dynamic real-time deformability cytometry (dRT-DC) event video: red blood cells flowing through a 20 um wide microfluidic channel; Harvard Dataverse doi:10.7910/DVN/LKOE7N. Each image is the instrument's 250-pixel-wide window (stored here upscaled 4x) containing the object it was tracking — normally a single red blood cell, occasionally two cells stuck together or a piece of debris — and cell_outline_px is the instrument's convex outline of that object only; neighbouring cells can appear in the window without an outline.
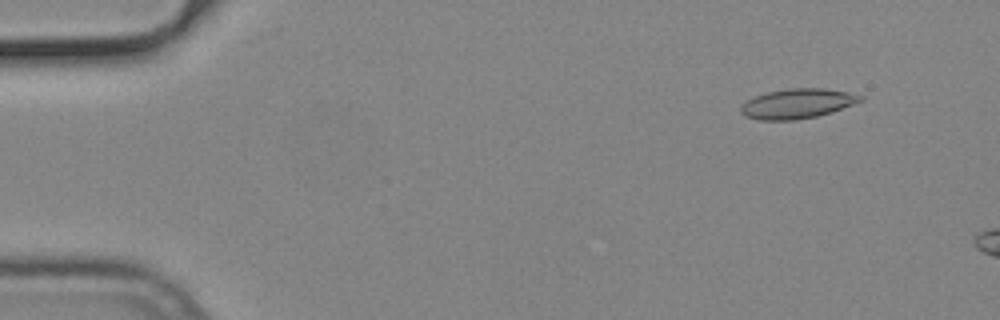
{"species": "common noctule bat (a hibernating species)", "species_latin": "Nyctalus noctula", "temperature_condition": "cold", "stored_images_in_passage": 10, "camera_frame_rate_fps": 3000, "um_per_image_px": 0.085, "animal": {"sex": "male", "body_mass_g": 19.2, "forearm_length_mm": 51.8}, "frame": {"image": 1, "passage_image": 5, "time_ms": 1.333, "image_size_px": [1000, 320], "cell_outline_px": [[864, 100], [832, 112], [816, 116], [796, 120], [760, 120], [744, 116], [740, 112], [740, 104], [756, 96], [768, 92], [788, 88], [824, 88], [848, 92], [864, 96]], "centroid_in_image_um": [67.77, 8.81], "position_along_channel_um": 17.2, "area_um2": 20.81}}